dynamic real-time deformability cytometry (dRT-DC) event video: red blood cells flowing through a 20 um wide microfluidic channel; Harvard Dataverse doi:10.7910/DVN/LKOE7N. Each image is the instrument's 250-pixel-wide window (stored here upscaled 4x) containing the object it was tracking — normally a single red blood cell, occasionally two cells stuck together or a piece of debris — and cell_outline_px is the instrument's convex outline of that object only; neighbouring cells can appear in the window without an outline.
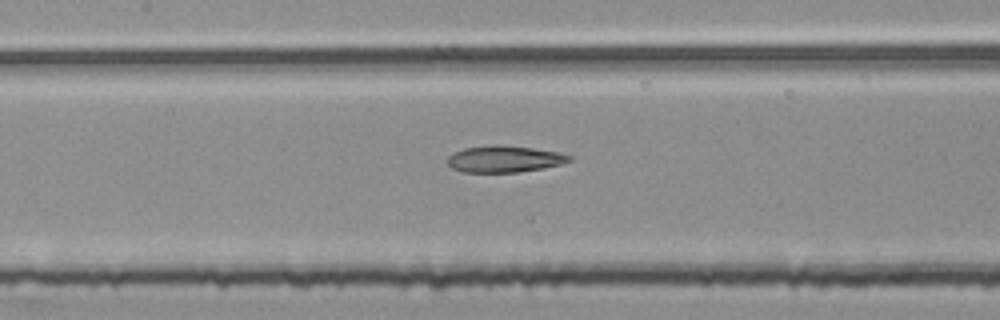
{"species": "common noctule bat (a hibernating species)", "species_latin": "Nyctalus noctula", "temperature_condition": "room temperature", "stored_images_in_passage": 36, "segment_of_instrument_passage": [2, 2], "camera_frame_rate_fps": 3000, "um_per_image_px": 0.085, "animal": {"sex": "female", "body_mass_g": 25.1}, "frame": {"image": 1, "passage_image": 25, "time_ms": 8.0, "image_size_px": [1000, 320], "cell_outline_px": [[572, 160], [560, 164], [544, 168], [516, 172], [464, 172], [452, 168], [448, 164], [448, 156], [452, 152], [464, 148], [532, 148], [560, 152], [572, 156]], "centroid_in_image_um": [42.9, 13.56], "position_along_channel_um": 164.5, "area_um2": 17.92}}
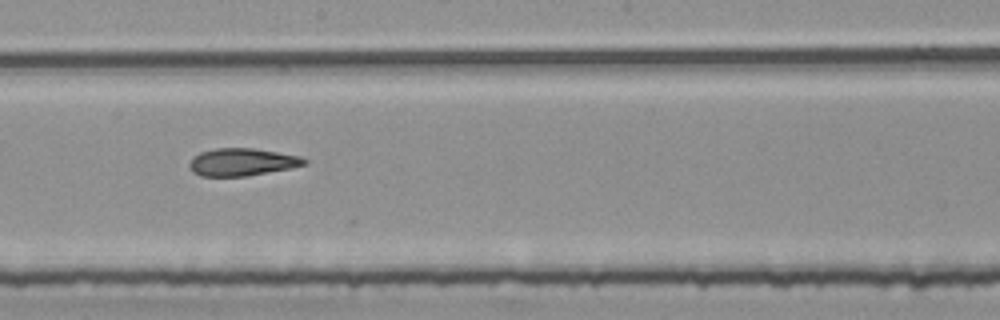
{"frame": {"image": 2, "passage_image": 30, "time_ms": 9.667, "image_size_px": [1000, 320], "cell_outline_px": [[308, 164], [292, 168], [248, 176], [200, 176], [192, 172], [188, 164], [192, 156], [200, 152], [216, 148], [252, 148], [300, 156], [308, 160]], "centroid_in_image_um": [20.57, 13.78], "position_along_channel_um": 227.6, "area_um2": 18.61}}
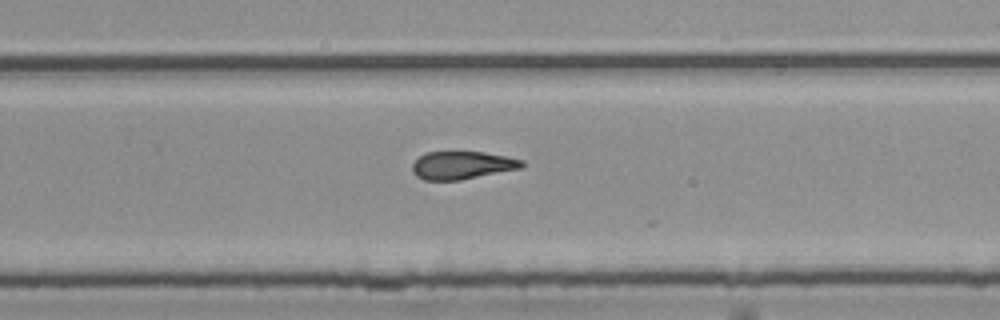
{"frame": {"image": 3, "passage_image": 35, "time_ms": 11.333, "image_size_px": [1000, 320], "cell_outline_px": [[524, 164], [520, 168], [460, 180], [424, 180], [416, 176], [412, 172], [412, 164], [424, 152], [484, 152], [524, 160]], "centroid_in_image_um": [39.24, 14.04], "position_along_channel_um": 290.6, "area_um2": 17.69}}